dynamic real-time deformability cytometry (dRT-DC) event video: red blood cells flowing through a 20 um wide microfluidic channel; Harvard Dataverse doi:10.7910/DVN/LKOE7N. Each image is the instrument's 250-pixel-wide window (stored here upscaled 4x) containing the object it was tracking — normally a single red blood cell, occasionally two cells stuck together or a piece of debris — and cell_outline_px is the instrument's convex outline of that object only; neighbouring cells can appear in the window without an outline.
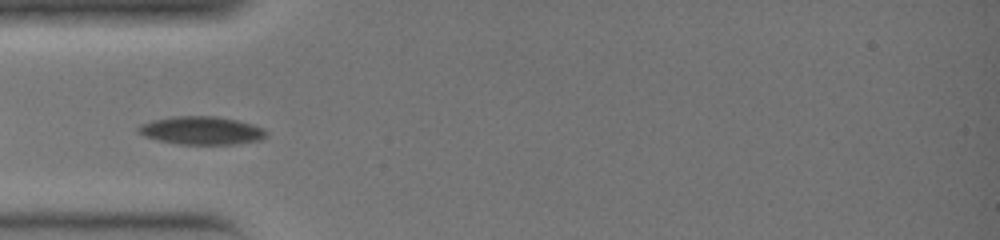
{"species": "common noctule bat (a hibernating species)", "species_latin": "Nyctalus noctula", "temperature_condition": "warm", "stored_images_in_passage": 21, "camera_frame_rate_fps": 3000, "um_per_image_px": 0.085, "animal": {"sex": "female", "body_mass_g": 19.0, "forearm_length_mm": 51.5}, "frame": {"image": 1, "passage_image": 1, "time_ms": 0.0, "image_size_px": [1000, 240], "cell_outline_px": [[268, 132], [260, 140], [236, 144], [180, 144], [160, 140], [148, 136], [140, 132], [136, 128], [152, 120], [172, 116], [216, 116], [236, 120], [252, 124]], "centroid_in_image_um": [17.16, 11.08], "position_along_channel_um": 67.8, "area_um2": 20.52}}
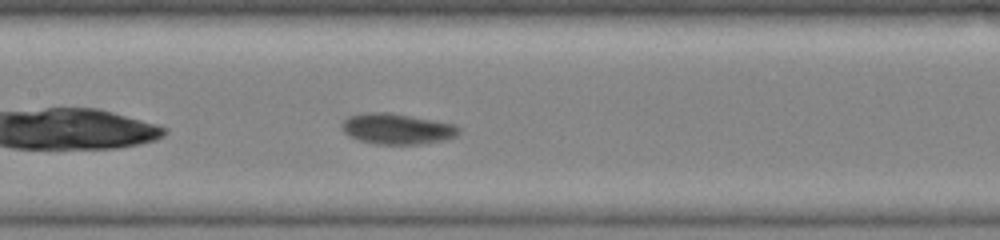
{"frame": {"image": 2, "passage_image": 7, "time_ms": 2.0, "image_size_px": [1000, 240], "cell_outline_px": [[460, 132], [456, 136], [444, 140], [416, 144], [376, 144], [360, 140], [344, 132], [340, 128], [344, 120], [348, 116], [364, 112], [392, 112], [456, 124], [460, 128]], "centroid_in_image_um": [33.76, 10.93], "position_along_channel_um": 173.6, "area_um2": 21.04}}
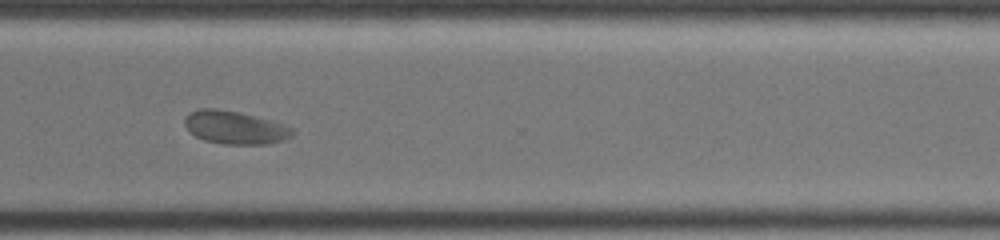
{"frame": {"image": 3, "passage_image": 17, "time_ms": 5.333, "image_size_px": [1000, 240], "cell_outline_px": [[292, 136], [284, 140], [268, 144], [224, 144], [204, 140], [196, 136], [184, 124], [184, 120], [188, 112], [200, 108], [220, 108], [240, 112], [268, 120], [292, 128]], "centroid_in_image_um": [19.92, 10.83], "position_along_channel_um": 350.7, "area_um2": 20.58}}